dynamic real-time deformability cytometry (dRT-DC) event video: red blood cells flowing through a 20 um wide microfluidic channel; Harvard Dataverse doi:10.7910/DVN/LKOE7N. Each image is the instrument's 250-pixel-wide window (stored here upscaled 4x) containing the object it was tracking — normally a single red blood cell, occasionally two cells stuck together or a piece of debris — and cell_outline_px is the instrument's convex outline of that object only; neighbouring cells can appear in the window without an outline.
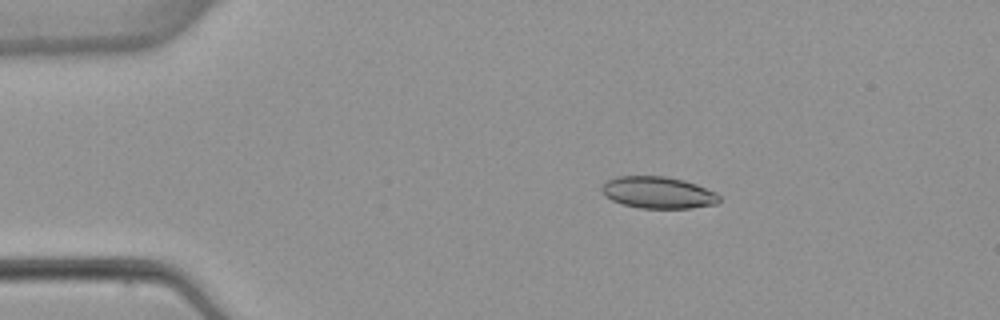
{"species": "common noctule bat (a hibernating species)", "species_latin": "Nyctalus noctula", "temperature_condition": "warm", "stored_images_in_passage": 6, "camera_frame_rate_fps": 3000, "um_per_image_px": 0.085, "animal": {"sex": "female", "body_mass_g": 22.7, "forearm_length_mm": 54.2}, "frame": {"image": 1, "passage_image": 3, "time_ms": 2.333, "image_size_px": [1000, 320], "cell_outline_px": [[720, 200], [716, 204], [692, 208], [640, 208], [620, 204], [604, 196], [600, 188], [608, 180], [616, 176], [664, 176], [684, 180], [696, 184], [716, 192], [720, 196]], "centroid_in_image_um": [55.92, 16.37], "position_along_channel_um": 29.1, "area_um2": 21.91}}
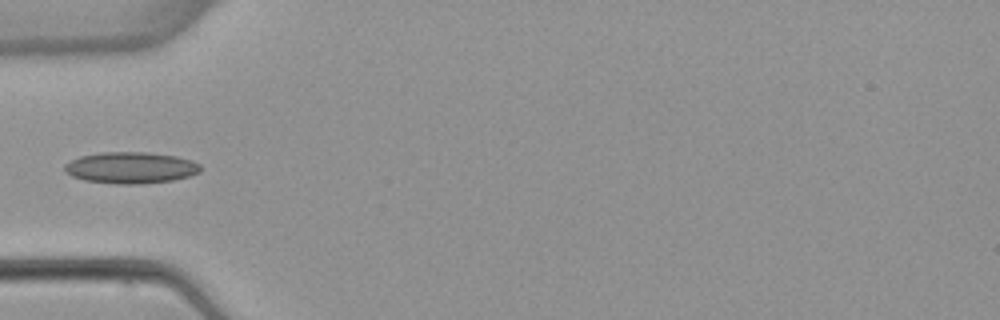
{"frame": {"image": 2, "passage_image": 5, "time_ms": 5.0, "image_size_px": [1000, 320], "cell_outline_px": [[200, 172], [188, 176], [172, 180], [140, 184], [116, 184], [84, 180], [72, 176], [64, 172], [64, 164], [80, 156], [100, 152], [148, 152], [176, 156], [192, 160], [200, 164]], "centroid_in_image_um": [11.09, 14.25], "position_along_channel_um": 73.9, "area_um2": 24.97}}
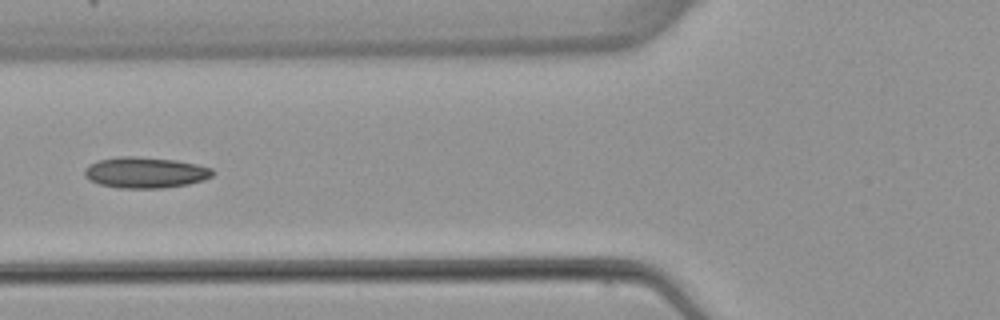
{"frame": {"image": 3, "passage_image": 6, "time_ms": 6.0, "image_size_px": [1000, 320], "cell_outline_px": [[216, 172], [212, 176], [204, 180], [188, 184], [164, 188], [116, 188], [100, 184], [88, 180], [84, 176], [84, 168], [88, 164], [96, 160], [116, 156], [136, 156], [176, 160], [196, 164], [212, 168]], "centroid_in_image_um": [12.32, 14.66], "position_along_channel_um": 113.5, "area_um2": 23.52}}